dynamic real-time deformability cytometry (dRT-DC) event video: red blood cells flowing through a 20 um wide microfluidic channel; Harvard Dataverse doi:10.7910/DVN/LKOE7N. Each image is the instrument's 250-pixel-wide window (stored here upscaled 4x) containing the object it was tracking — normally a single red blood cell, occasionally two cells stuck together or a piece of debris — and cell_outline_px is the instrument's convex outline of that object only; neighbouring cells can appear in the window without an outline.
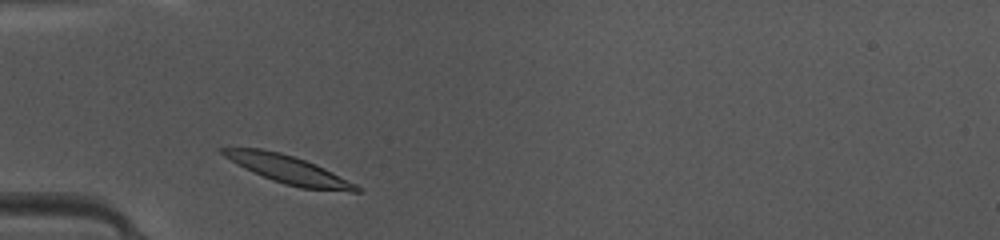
{"species": "common noctule bat (a hibernating species)", "species_latin": "Nyctalus noctula", "temperature_condition": "warm", "stored_images_in_passage": 35, "camera_frame_rate_fps": 3000, "um_per_image_px": 0.085, "animal": {"sex": "female", "body_mass_g": 10.0, "forearm_length_mm": 53.1}, "frame": {"image": 1, "passage_image": 2, "time_ms": 0.333, "image_size_px": [1000, 240], "cell_outline_px": [[360, 192], [352, 192], [300, 188], [284, 184], [272, 180], [244, 168], [224, 156], [216, 148], [260, 148], [280, 152], [316, 164], [356, 184], [360, 188]], "centroid_in_image_um": [24.5, 14.42], "position_along_channel_um": 60.5, "area_um2": 21.68}}
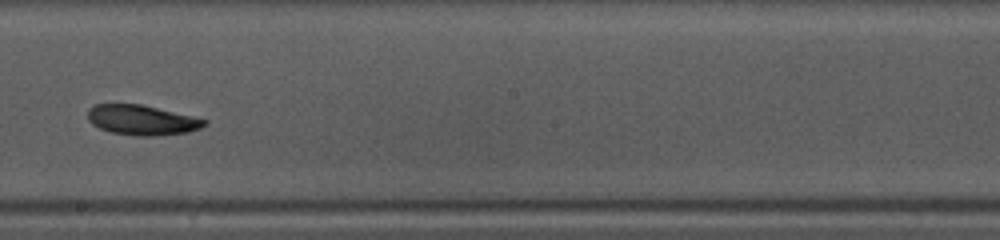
{"frame": {"image": 2, "passage_image": 15, "time_ms": 4.667, "image_size_px": [1000, 240], "cell_outline_px": [[208, 124], [200, 128], [188, 132], [156, 136], [136, 136], [112, 132], [100, 128], [92, 124], [88, 120], [88, 108], [92, 104], [140, 104], [192, 116], [208, 120]], "centroid_in_image_um": [12.05, 10.2], "position_along_channel_um": 236.1, "area_um2": 20.4}}
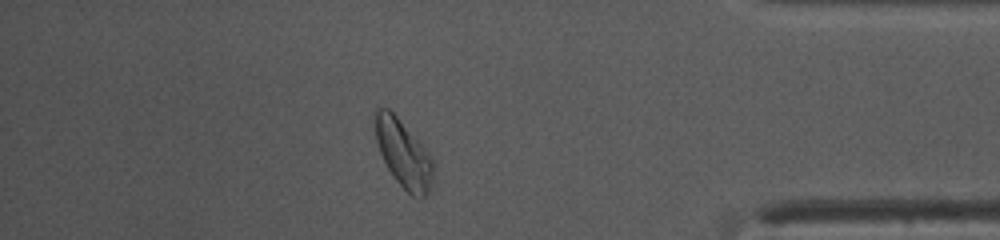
{"frame": {"image": 3, "passage_image": 29, "time_ms": 9.333, "image_size_px": [1000, 240], "cell_outline_px": [[432, 184], [428, 192], [420, 200], [412, 196], [396, 180], [388, 168], [380, 152], [376, 140], [372, 116], [372, 108], [388, 108], [420, 140], [432, 160]], "centroid_in_image_um": [34.25, 13.01], "position_along_channel_um": 401.0, "area_um2": 23.0}, "authors_computed_cell_mechanics": {"area_um2": 21.0392, "velocity_mm_per_s": 4.1398, "shape_relaxation_time_tau1_ms": 6.6445, "shape_relaxation_time_tau2_ms": 6.7513, "deformation_change_tau1": 0.1687, "deformation_change_tau2": 0.1594}}